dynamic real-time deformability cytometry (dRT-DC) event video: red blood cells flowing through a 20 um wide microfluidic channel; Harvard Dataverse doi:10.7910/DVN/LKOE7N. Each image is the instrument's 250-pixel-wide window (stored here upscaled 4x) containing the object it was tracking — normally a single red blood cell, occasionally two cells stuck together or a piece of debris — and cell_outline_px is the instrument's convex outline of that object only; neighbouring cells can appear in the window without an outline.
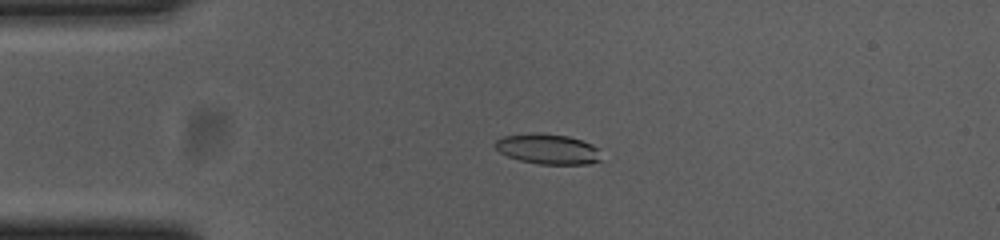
{"species": "common noctule bat (a hibernating species)", "species_latin": "Nyctalus noctula", "temperature_condition": "cold", "stored_images_in_passage": 55, "camera_frame_rate_fps": 3000, "um_per_image_px": 0.085, "animal": {"sex": "female", "body_mass_g": 23.0, "forearm_length_mm": 53.4}, "frame": {"image": 1, "passage_image": 13, "time_ms": 4.0, "image_size_px": [1000, 240], "cell_outline_px": [[600, 160], [588, 164], [536, 164], [520, 160], [508, 156], [500, 152], [496, 148], [496, 140], [504, 136], [568, 136], [592, 144], [600, 148]], "centroid_in_image_um": [46.65, 12.73], "position_along_channel_um": 38.4, "area_um2": 17.74}}
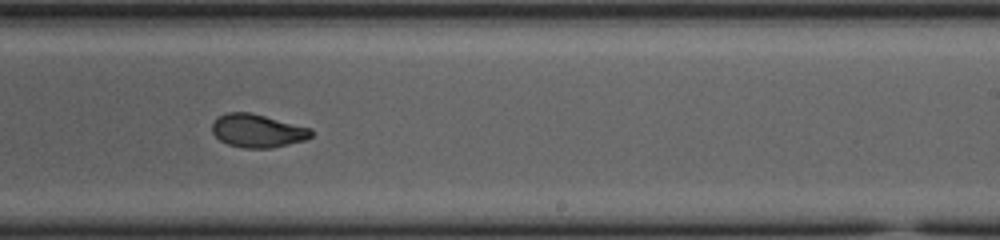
{"frame": {"image": 2, "passage_image": 34, "time_ms": 11.0, "image_size_px": [1000, 240], "cell_outline_px": [[312, 136], [304, 140], [272, 148], [244, 148], [228, 144], [220, 140], [212, 132], [212, 124], [220, 116], [228, 112], [248, 112], [312, 128]], "centroid_in_image_um": [21.9, 11.12], "position_along_channel_um": 267.1, "area_um2": 18.96}}
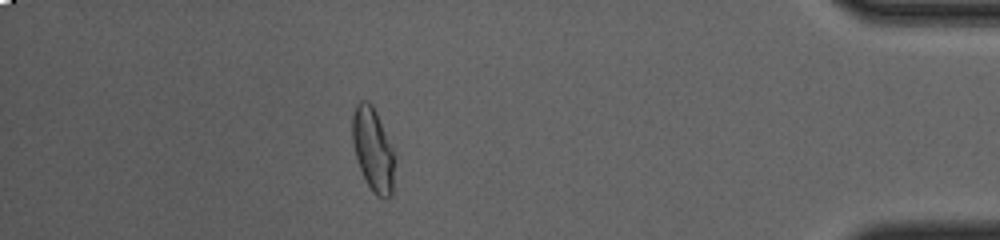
{"frame": {"image": 3, "passage_image": 49, "time_ms": 16.0, "image_size_px": [1000, 240], "cell_outline_px": [[392, 196], [384, 200], [376, 196], [372, 192], [356, 160], [352, 140], [352, 116], [356, 104], [360, 100], [368, 100], [372, 104], [376, 112], [392, 148]], "centroid_in_image_um": [31.66, 12.7], "position_along_channel_um": 403.5, "area_um2": 20.17}, "authors_computed_cell_mechanics": {"area_um2": 19.7098, "velocity_mm_per_s": 3.6873, "shape_relaxation_time_tau1_ms": 7.857, "shape_relaxation_time_tau2_ms": 2.2583, "deformation_change_tau1": 0.2035, "deformation_change_tau2": 0.0694}}